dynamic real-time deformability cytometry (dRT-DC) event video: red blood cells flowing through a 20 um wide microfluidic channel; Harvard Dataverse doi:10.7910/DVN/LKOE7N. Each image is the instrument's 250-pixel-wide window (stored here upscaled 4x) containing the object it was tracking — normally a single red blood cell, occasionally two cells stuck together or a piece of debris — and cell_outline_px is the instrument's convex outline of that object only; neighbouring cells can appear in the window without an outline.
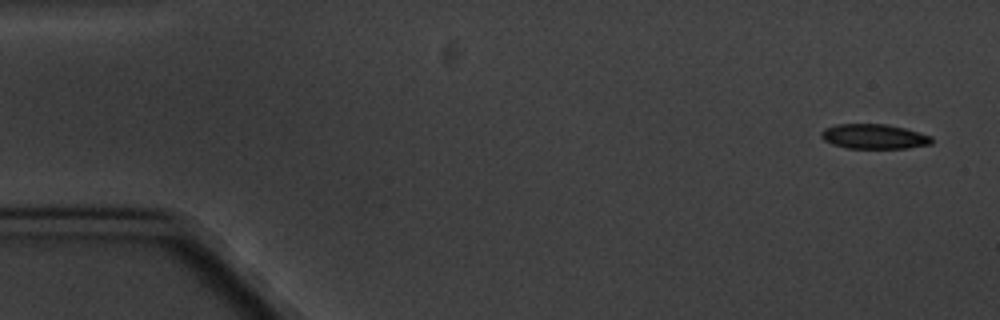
{"species": "common noctule bat (a hibernating species)", "species_latin": "Nyctalus noctula", "temperature_condition": "cold", "stored_images_in_passage": 6, "segment_of_instrument_passage": [1, 2], "camera_frame_rate_fps": 3000, "um_per_image_px": 0.085, "animal": {"sex": "male", "body_mass_g": 20.1, "forearm_length_mm": 53.5}, "frame": {"image": 1, "passage_image": 1, "time_ms": 0.0, "image_size_px": [1000, 320], "cell_outline_px": [[932, 144], [908, 148], [848, 148], [832, 144], [824, 140], [820, 136], [820, 132], [824, 128], [836, 124], [884, 124], [904, 128], [932, 136]], "centroid_in_image_um": [74.27, 11.6], "position_along_channel_um": 10.7, "area_um2": 15.95}}